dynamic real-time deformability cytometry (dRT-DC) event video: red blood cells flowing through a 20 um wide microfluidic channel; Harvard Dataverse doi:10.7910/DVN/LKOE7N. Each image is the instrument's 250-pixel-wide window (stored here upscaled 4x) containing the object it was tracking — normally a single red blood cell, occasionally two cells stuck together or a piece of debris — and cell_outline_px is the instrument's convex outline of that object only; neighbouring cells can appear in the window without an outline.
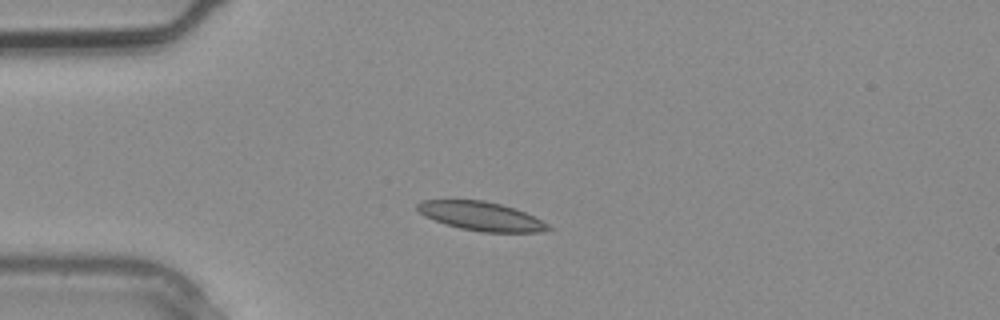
{"species": "common noctule bat (a hibernating species)", "species_latin": "Nyctalus noctula", "temperature_condition": "warm", "stored_images_in_passage": 2, "camera_frame_rate_fps": 3000, "um_per_image_px": 0.085, "animal": {"sex": "male", "body_mass_g": 20.4}, "frame": {"image": 1, "passage_image": 2, "time_ms": 0.333, "image_size_px": [1000, 320], "cell_outline_px": [[552, 228], [544, 232], [480, 232], [460, 228], [444, 224], [424, 216], [416, 208], [416, 204], [424, 200], [484, 200], [516, 208], [548, 224]], "centroid_in_image_um": [40.88, 18.38], "position_along_channel_um": 44.1, "area_um2": 21.96}}